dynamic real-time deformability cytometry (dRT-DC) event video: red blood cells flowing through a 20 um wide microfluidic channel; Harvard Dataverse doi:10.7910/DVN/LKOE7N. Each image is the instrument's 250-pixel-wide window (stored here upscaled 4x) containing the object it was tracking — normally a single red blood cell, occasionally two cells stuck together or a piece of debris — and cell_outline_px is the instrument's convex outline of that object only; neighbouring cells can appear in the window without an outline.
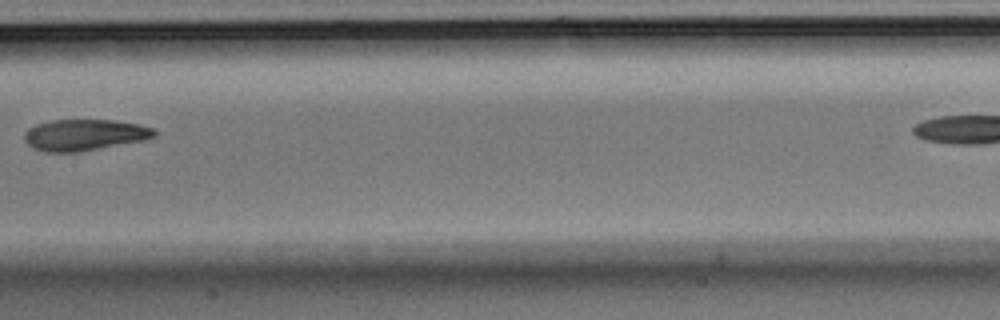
{"species": "Egyptian fruit bat (a non-hibernating species)", "species_latin": "Rousettus aegyptiacus", "temperature_condition": "room temperature", "stored_images_in_passage": 9, "camera_frame_rate_fps": 3000, "um_per_image_px": 0.085, "animal": {"sex": "male"}, "frame": {"image": 1, "passage_image": 8, "time_ms": 2.333, "image_size_px": [1000, 320], "cell_outline_px": [[156, 136], [148, 140], [80, 152], [44, 152], [32, 148], [24, 140], [24, 132], [36, 124], [52, 120], [116, 120], [140, 124], [152, 128], [156, 132]], "centroid_in_image_um": [7.21, 11.47], "position_along_channel_um": 200.2, "area_um2": 24.04}}
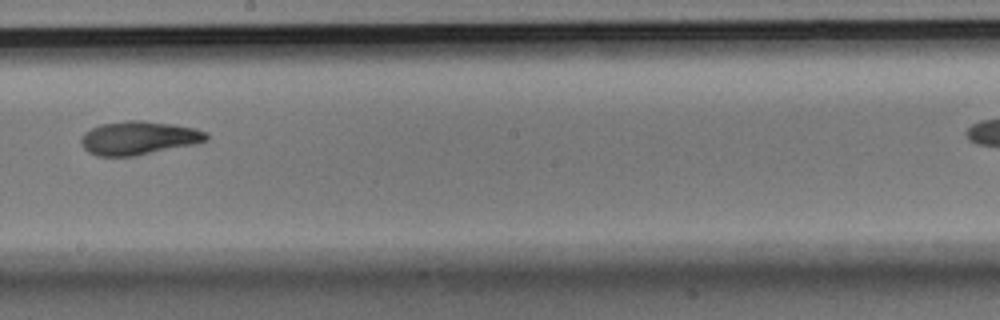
{"frame": {"image": 2, "passage_image": 9, "time_ms": 2.667, "image_size_px": [1000, 320], "cell_outline_px": [[208, 140], [196, 144], [136, 156], [96, 156], [88, 152], [80, 144], [80, 140], [84, 132], [100, 124], [128, 120], [140, 120], [172, 124], [196, 128], [208, 132]], "centroid_in_image_um": [11.8, 11.73], "position_along_channel_um": 236.4, "area_um2": 24.74}}